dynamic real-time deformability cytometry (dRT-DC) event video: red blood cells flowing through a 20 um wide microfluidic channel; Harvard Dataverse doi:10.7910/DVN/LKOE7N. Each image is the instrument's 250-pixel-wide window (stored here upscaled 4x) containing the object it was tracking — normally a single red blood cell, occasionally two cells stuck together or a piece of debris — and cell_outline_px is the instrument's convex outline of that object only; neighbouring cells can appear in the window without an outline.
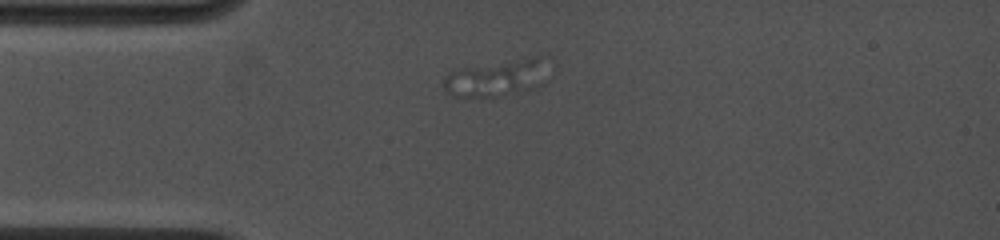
{"species": "common noctule bat (a hibernating species)", "species_latin": "Nyctalus noctula", "temperature_condition": "cold", "stored_images_in_passage": 6, "segment_of_instrument_passage": [3, 3], "camera_frame_rate_fps": 4500, "um_per_image_px": 0.085, "animal": {"sex": "female", "body_mass_g": 19.0, "forearm_length_mm": 53.3}, "frame": {"image": 1, "passage_image": 3, "time_ms": 1.333, "image_size_px": [1000, 240], "cell_outline_px": [[540, 60], [520, 88], [496, 96], [456, 96], [444, 92], [444, 76], [448, 72], [456, 68], [536, 56], [540, 56]], "centroid_in_image_um": [41.62, 6.61], "position_along_channel_um": 43.4, "area_um2": 18.9}}
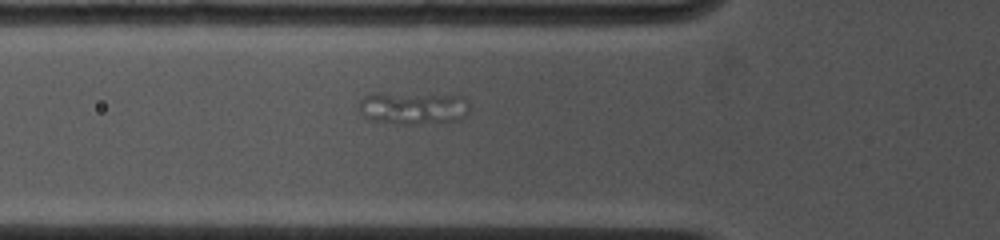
{"frame": {"image": 2, "passage_image": 6, "time_ms": 3.111, "image_size_px": [1000, 240], "cell_outline_px": [[468, 112], [460, 120], [412, 124], [396, 124], [368, 120], [356, 108], [356, 104], [364, 96], [372, 92], [380, 92], [464, 96], [468, 100]], "centroid_in_image_um": [35.03, 9.17], "position_along_channel_um": 90.8, "area_um2": 21.5}}